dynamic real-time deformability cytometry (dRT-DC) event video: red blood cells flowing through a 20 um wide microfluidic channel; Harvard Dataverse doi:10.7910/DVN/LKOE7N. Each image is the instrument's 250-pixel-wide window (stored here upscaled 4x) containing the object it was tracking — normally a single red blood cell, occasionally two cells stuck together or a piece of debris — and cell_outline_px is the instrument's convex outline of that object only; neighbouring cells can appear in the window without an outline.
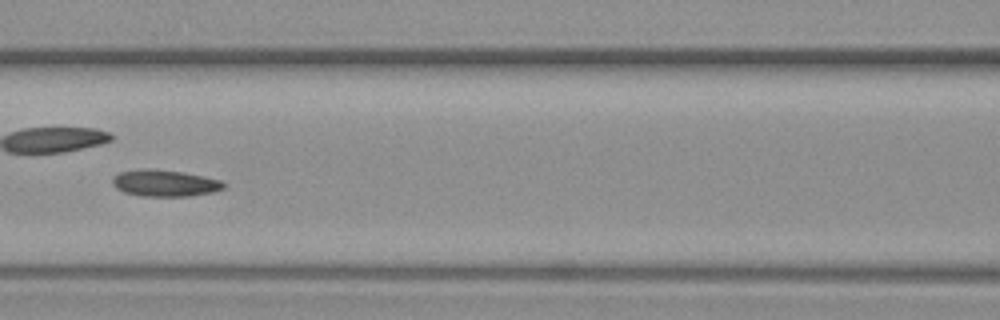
{"species": "common noctule bat (a hibernating species)", "species_latin": "Nyctalus noctula", "temperature_condition": "warm", "stored_images_in_passage": 8, "camera_frame_rate_fps": 3000, "um_per_image_px": 0.085, "animal": {"sex": "female", "body_mass_g": 19.3, "forearm_length_mm": 54.1}, "frame": {"image": 1, "passage_image": 6, "time_ms": 6.0, "image_size_px": [1000, 320], "cell_outline_px": [[228, 184], [224, 188], [212, 192], [188, 196], [140, 196], [124, 192], [116, 188], [112, 184], [112, 176], [120, 172], [148, 168], [152, 168], [184, 172], [204, 176], [220, 180]], "centroid_in_image_um": [14.0, 15.56], "position_along_channel_um": 152.6, "area_um2": 17.4}}
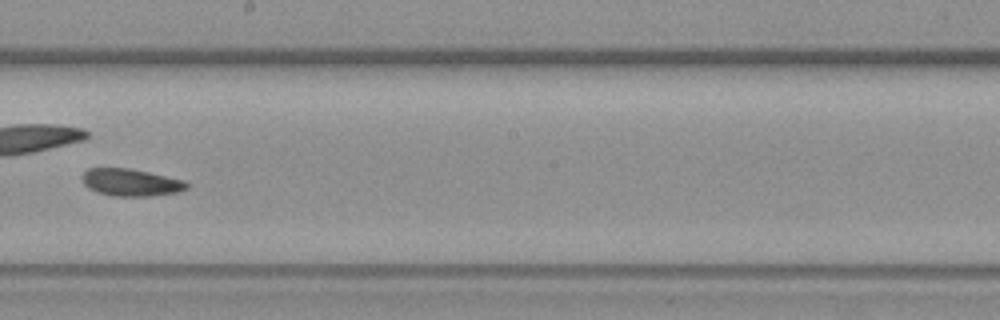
{"frame": {"image": 2, "passage_image": 8, "time_ms": 8.333, "image_size_px": [1000, 320], "cell_outline_px": [[188, 188], [176, 192], [148, 196], [112, 196], [88, 188], [84, 184], [84, 172], [88, 168], [128, 168], [148, 172], [184, 180], [188, 184]], "centroid_in_image_um": [11.13, 15.5], "position_along_channel_um": 237.1, "area_um2": 16.3}}